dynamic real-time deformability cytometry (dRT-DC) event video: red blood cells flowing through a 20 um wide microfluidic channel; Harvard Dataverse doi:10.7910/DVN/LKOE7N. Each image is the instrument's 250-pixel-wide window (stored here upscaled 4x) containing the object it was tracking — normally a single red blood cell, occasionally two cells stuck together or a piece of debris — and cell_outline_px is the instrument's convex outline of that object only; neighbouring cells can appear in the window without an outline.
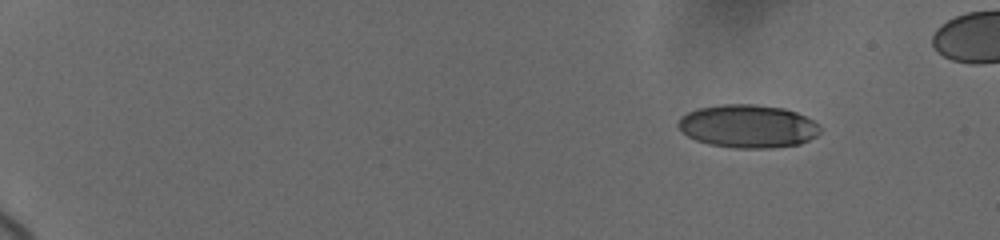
{"species": "human", "species_latin": "Homo sapiens", "temperature_condition": "cold", "stored_images_in_passage": 24, "camera_frame_rate_fps": 3000, "um_per_image_px": 0.085, "donor": {"sex": "female"}, "frame": {"image": 1, "passage_image": 1, "time_ms": 0.0, "image_size_px": [1000, 240], "cell_outline_px": [[820, 132], [816, 136], [800, 144], [772, 148], [736, 148], [708, 144], [696, 140], [688, 136], [676, 124], [680, 116], [696, 108], [720, 104], [756, 104], [784, 108], [796, 112], [820, 124]], "centroid_in_image_um": [63.56, 10.72], "position_along_channel_um": 21.4, "area_um2": 35.89}}
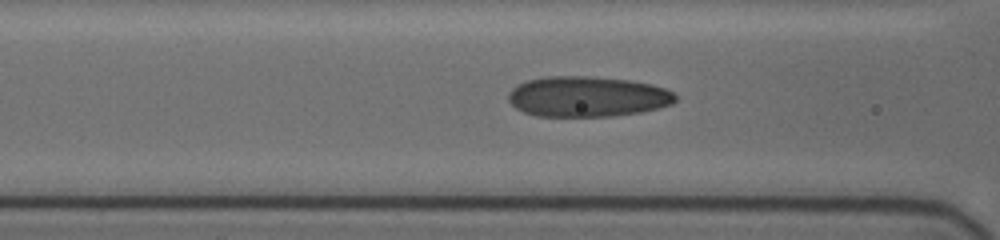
{"frame": {"image": 2, "passage_image": 19, "time_ms": 6.667, "image_size_px": [1000, 240], "cell_outline_px": [[676, 100], [672, 104], [660, 108], [640, 112], [612, 116], [536, 116], [524, 112], [516, 108], [508, 100], [508, 92], [512, 88], [528, 80], [544, 76], [588, 76], [628, 80], [652, 84], [664, 88], [672, 92], [676, 96]], "centroid_in_image_um": [49.92, 8.21], "position_along_channel_um": 116.7, "area_um2": 39.42}}
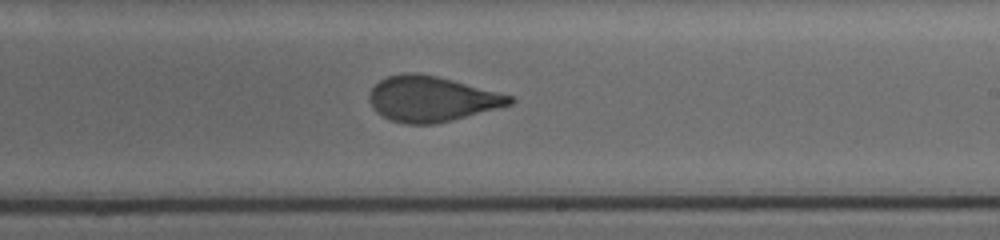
{"frame": {"image": 3, "passage_image": 24, "time_ms": 10.333, "image_size_px": [1000, 240], "cell_outline_px": [[516, 100], [512, 104], [452, 120], [432, 124], [404, 124], [392, 120], [376, 112], [372, 108], [368, 100], [368, 92], [380, 80], [388, 76], [404, 72], [416, 72], [436, 76], [452, 80], [512, 96]], "centroid_in_image_um": [36.63, 8.4], "position_along_channel_um": 252.4, "area_um2": 36.93}}